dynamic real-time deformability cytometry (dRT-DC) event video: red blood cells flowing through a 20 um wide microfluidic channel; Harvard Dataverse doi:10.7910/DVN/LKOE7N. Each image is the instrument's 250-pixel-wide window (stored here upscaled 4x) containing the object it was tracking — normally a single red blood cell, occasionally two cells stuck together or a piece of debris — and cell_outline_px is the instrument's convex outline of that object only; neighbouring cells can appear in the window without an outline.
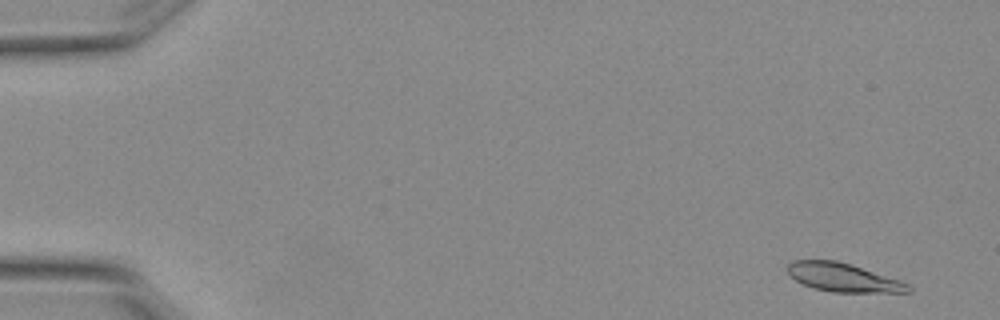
{"species": "Egyptian fruit bat (a non-hibernating species)", "species_latin": "Rousettus aegyptiacus", "temperature_condition": "warm", "stored_images_in_passage": 5, "camera_frame_rate_fps": 3000, "um_per_image_px": 0.085, "animal": {"sex": "female"}, "frame": {"image": 1, "passage_image": 1, "time_ms": 0.0, "image_size_px": [1000, 320], "cell_outline_px": [[912, 292], [832, 292], [812, 288], [796, 280], [788, 272], [788, 264], [792, 260], [836, 260], [900, 280], [908, 284], [912, 288]], "centroid_in_image_um": [71.67, 23.59], "position_along_channel_um": 13.3, "area_um2": 19.83}}
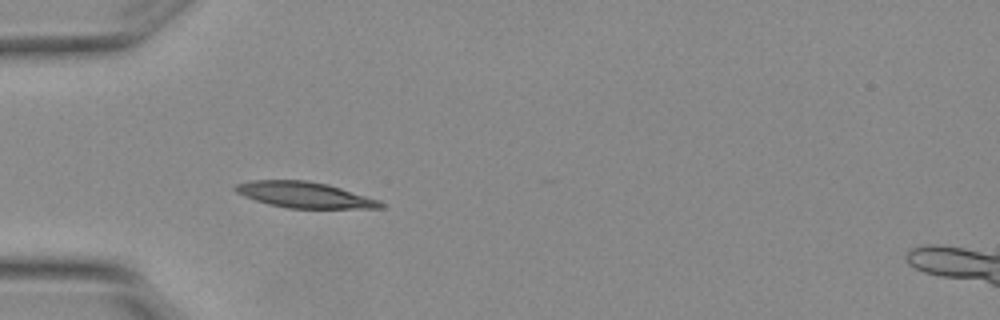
{"frame": {"image": 2, "passage_image": 5, "time_ms": 1.333, "image_size_px": [1000, 320], "cell_outline_px": [[384, 208], [288, 208], [268, 204], [244, 196], [236, 192], [232, 188], [236, 184], [252, 180], [304, 180], [328, 184], [380, 200], [384, 204]], "centroid_in_image_um": [25.88, 16.56], "position_along_channel_um": 59.1, "area_um2": 21.85}}